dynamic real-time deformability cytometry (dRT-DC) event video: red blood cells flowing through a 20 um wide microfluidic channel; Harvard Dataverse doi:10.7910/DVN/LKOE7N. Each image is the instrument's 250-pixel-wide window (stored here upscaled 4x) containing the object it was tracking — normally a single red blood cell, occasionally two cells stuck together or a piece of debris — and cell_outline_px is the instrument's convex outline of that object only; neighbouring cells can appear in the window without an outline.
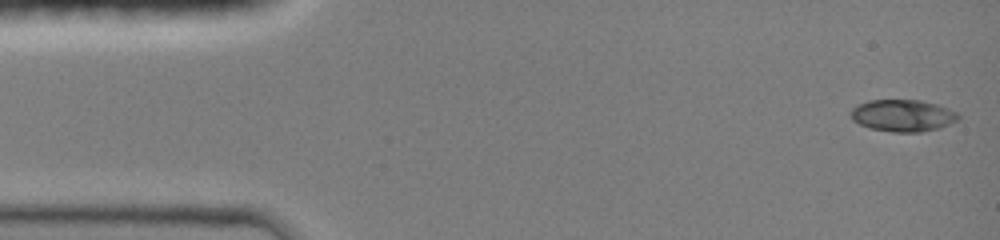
{"species": "common noctule bat (a hibernating species)", "species_latin": "Nyctalus noctula", "temperature_condition": "room temperature", "stored_images_in_passage": 41, "camera_frame_rate_fps": 3000, "um_per_image_px": 0.085, "animal": {"sex": "female", "body_mass_g": 19.0, "forearm_length_mm": 51.5}, "frame": {"image": 1, "passage_image": 1, "time_ms": 0.0, "image_size_px": [1000, 240], "cell_outline_px": [[960, 116], [956, 120], [940, 128], [920, 132], [892, 132], [872, 128], [860, 124], [852, 120], [848, 112], [852, 108], [868, 100], [920, 100], [936, 104], [948, 108], [956, 112]], "centroid_in_image_um": [76.71, 9.82], "position_along_channel_um": 8.3, "area_um2": 19.94}}
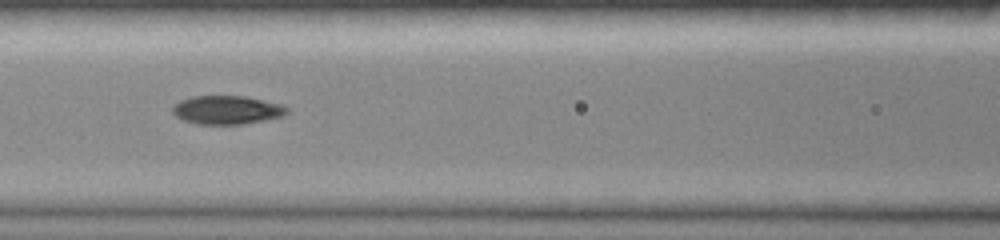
{"frame": {"image": 2, "passage_image": 17, "time_ms": 6.0, "image_size_px": [1000, 240], "cell_outline_px": [[288, 112], [284, 116], [244, 124], [200, 124], [184, 120], [176, 116], [172, 112], [172, 108], [180, 100], [192, 96], [244, 96], [284, 104], [288, 108]], "centroid_in_image_um": [19.33, 9.34], "position_along_channel_um": 147.3, "area_um2": 19.07}}
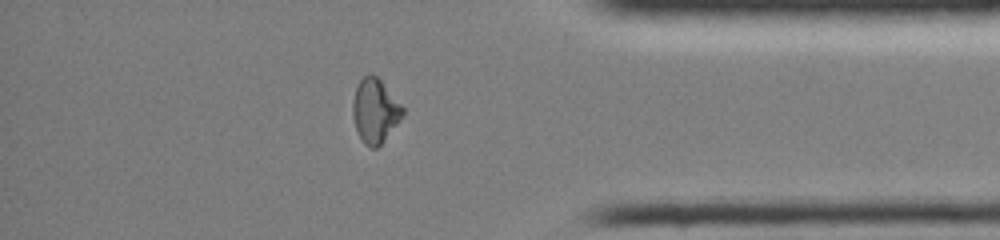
{"frame": {"image": 3, "passage_image": 34, "time_ms": 12.333, "image_size_px": [1000, 240], "cell_outline_px": [[404, 116], [384, 140], [376, 148], [372, 148], [364, 144], [360, 140], [356, 132], [352, 116], [352, 104], [356, 88], [360, 80], [368, 72], [376, 76], [380, 80], [404, 108]], "centroid_in_image_um": [31.86, 9.44], "position_along_channel_um": 403.3, "area_um2": 18.73}, "authors_computed_cell_mechanics": {"area_um2": 19.1318, "velocity_mm_per_s": 4.2155, "shape_relaxation_time_tau1_ms": null, "shape_relaxation_time_tau2_ms": 2.3442, "deformation_change_tau1": null, "deformation_change_tau2": 0.0527}}